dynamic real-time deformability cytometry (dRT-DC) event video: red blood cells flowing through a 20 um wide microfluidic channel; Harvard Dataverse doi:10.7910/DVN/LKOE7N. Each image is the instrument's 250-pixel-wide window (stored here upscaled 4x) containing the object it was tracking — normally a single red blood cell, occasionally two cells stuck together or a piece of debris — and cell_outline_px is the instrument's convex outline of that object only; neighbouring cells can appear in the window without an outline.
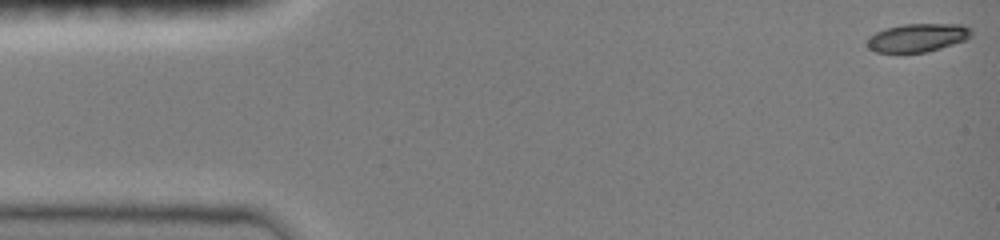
{"species": "common noctule bat (a hibernating species)", "species_latin": "Nyctalus noctula", "temperature_condition": "room temperature", "stored_images_in_passage": 37, "camera_frame_rate_fps": 3000, "um_per_image_px": 0.085, "animal": {"sex": "female", "body_mass_g": 19.0, "forearm_length_mm": 51.5}, "frame": {"image": 1, "passage_image": 1, "time_ms": 0.0, "image_size_px": [1000, 240], "cell_outline_px": [[972, 36], [964, 40], [940, 48], [924, 52], [876, 52], [868, 48], [868, 40], [876, 32], [884, 28], [904, 24], [964, 24], [972, 28]], "centroid_in_image_um": [78.03, 3.18], "position_along_channel_um": 7.0, "area_um2": 17.05}}
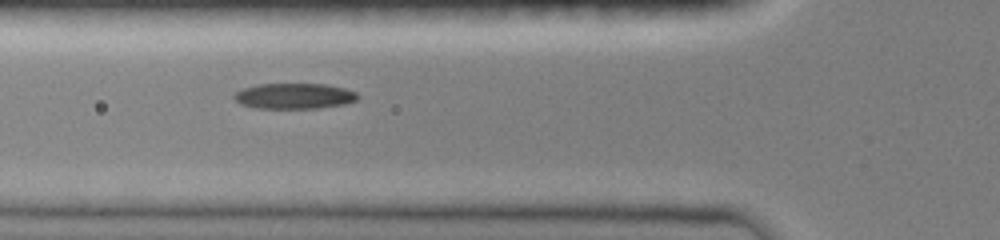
{"frame": {"image": 2, "passage_image": 25, "time_ms": 5.333, "image_size_px": [1000, 240], "cell_outline_px": [[360, 96], [356, 100], [344, 104], [320, 108], [256, 108], [240, 104], [232, 96], [236, 92], [244, 88], [260, 84], [324, 84], [344, 88], [356, 92]], "centroid_in_image_um": [25.02, 8.16], "position_along_channel_um": 100.8, "area_um2": 18.38}}
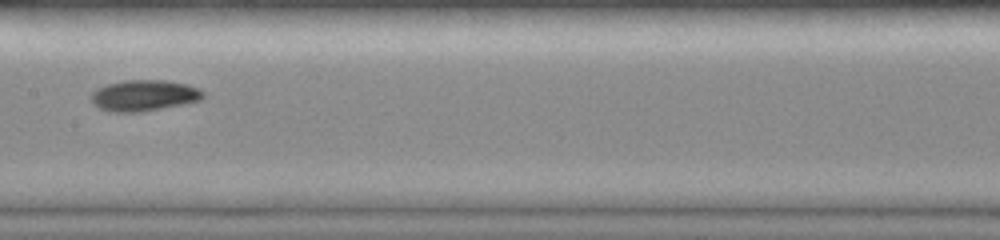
{"frame": {"image": 3, "passage_image": 37, "time_ms": 7.667, "image_size_px": [1000, 240], "cell_outline_px": [[204, 96], [200, 100], [184, 104], [140, 112], [108, 112], [92, 104], [92, 92], [96, 88], [108, 84], [124, 80], [164, 80], [188, 84], [204, 92]], "centroid_in_image_um": [12.22, 8.12], "position_along_channel_um": 195.2, "area_um2": 20.29}}